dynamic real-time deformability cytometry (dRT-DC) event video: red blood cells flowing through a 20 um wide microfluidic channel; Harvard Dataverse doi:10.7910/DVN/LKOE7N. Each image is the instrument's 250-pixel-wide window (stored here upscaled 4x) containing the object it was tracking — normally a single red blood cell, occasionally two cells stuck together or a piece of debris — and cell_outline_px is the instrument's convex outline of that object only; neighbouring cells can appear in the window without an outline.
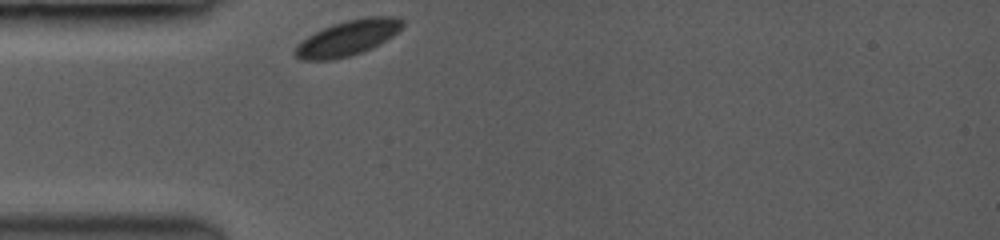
{"species": "common noctule bat (a hibernating species)", "species_latin": "Nyctalus noctula", "temperature_condition": "room temperature", "stored_images_in_passage": 35, "camera_frame_rate_fps": 3500, "um_per_image_px": 0.085, "animal": {"sex": "female", "body_mass_g": 19.0, "forearm_length_mm": 53.3}, "frame": {"image": 1, "passage_image": 1, "time_ms": 0.0, "image_size_px": [1000, 240], "cell_outline_px": [[404, 24], [392, 36], [372, 48], [348, 56], [332, 60], [300, 60], [292, 52], [308, 36], [332, 24], [364, 16], [396, 16], [404, 20]], "centroid_in_image_um": [29.58, 3.21], "position_along_channel_um": 55.4, "area_um2": 21.85}}
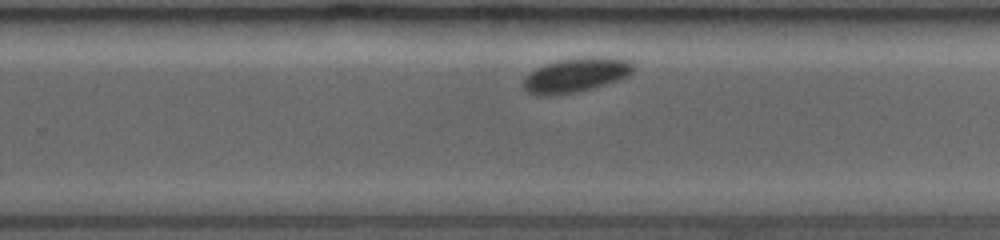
{"frame": {"image": 2, "passage_image": 23, "time_ms": 6.286, "image_size_px": [1000, 240], "cell_outline_px": [[632, 72], [628, 76], [604, 84], [572, 92], [528, 92], [524, 88], [524, 80], [536, 68], [560, 60], [592, 56], [608, 56], [628, 60], [632, 64]], "centroid_in_image_um": [49.06, 6.3], "position_along_channel_um": 280.7, "area_um2": 20.63}}
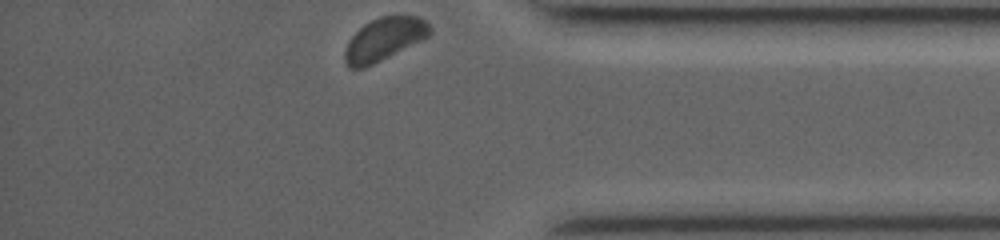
{"frame": {"image": 3, "passage_image": 35, "time_ms": 9.714, "image_size_px": [1000, 240], "cell_outline_px": [[432, 32], [428, 36], [364, 68], [348, 68], [344, 60], [344, 52], [348, 40], [364, 24], [380, 16], [416, 16], [424, 20], [432, 28]], "centroid_in_image_um": [32.61, 3.33], "position_along_channel_um": 402.6, "area_um2": 20.81}}